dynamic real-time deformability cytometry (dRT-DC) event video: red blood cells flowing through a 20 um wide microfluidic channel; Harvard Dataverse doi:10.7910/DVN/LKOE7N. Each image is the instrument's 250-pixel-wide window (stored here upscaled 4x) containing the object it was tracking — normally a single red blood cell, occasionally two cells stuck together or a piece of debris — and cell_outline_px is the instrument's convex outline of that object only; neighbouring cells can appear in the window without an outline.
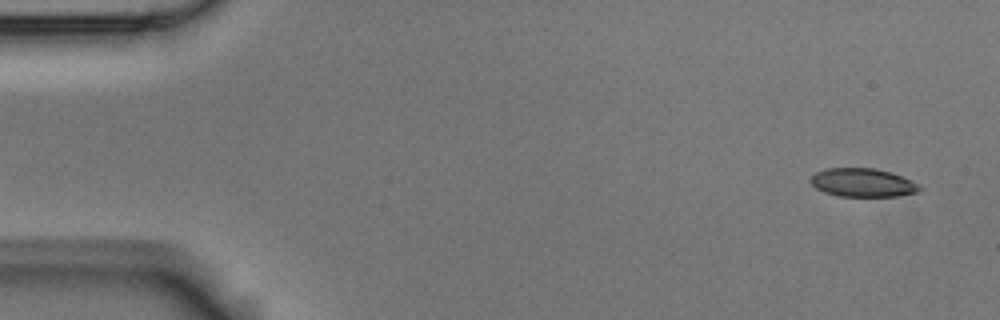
{"species": "Egyptian fruit bat (a non-hibernating species)", "species_latin": "Rousettus aegyptiacus", "temperature_condition": "room temperature", "stored_images_in_passage": 6, "segment_of_instrument_passage": [2, 2], "camera_frame_rate_fps": 3000, "um_per_image_px": 0.085, "animal": {"sex": "male"}, "frame": {"image": 1, "passage_image": 6, "time_ms": 1.667, "image_size_px": [1000, 320], "cell_outline_px": [[920, 192], [896, 196], [840, 196], [824, 192], [816, 188], [808, 180], [816, 172], [824, 168], [876, 168], [892, 172], [912, 180], [920, 184]], "centroid_in_image_um": [73.34, 15.51], "position_along_channel_um": 11.7, "area_um2": 18.26}}